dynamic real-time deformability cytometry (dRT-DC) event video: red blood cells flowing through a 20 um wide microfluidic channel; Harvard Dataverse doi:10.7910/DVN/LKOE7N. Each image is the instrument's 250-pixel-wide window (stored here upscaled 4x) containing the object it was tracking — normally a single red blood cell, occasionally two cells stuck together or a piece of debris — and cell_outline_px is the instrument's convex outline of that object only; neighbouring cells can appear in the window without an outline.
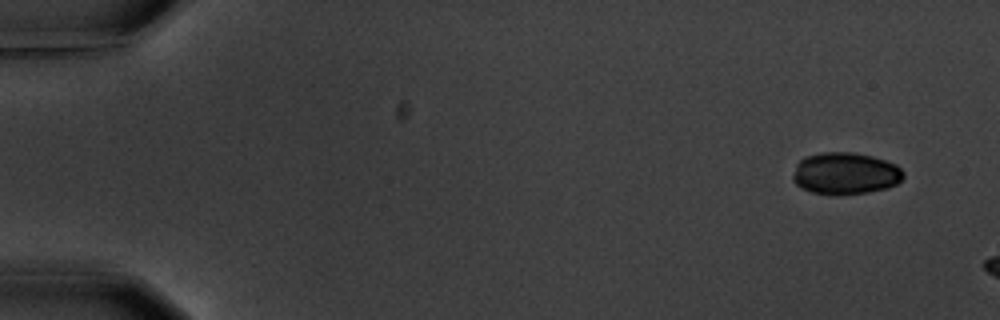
{"species": "common noctule bat (a hibernating species)", "species_latin": "Nyctalus noctula", "temperature_condition": "warm", "stored_images_in_passage": 3, "camera_frame_rate_fps": 3000, "um_per_image_px": 0.085, "animal": {"sex": "male", "body_mass_g": 20.1, "forearm_length_mm": 53.5}, "frame": {"image": 1, "passage_image": 1, "time_ms": 0.0, "image_size_px": [1000, 320], "cell_outline_px": [[904, 176], [896, 184], [888, 188], [868, 192], [812, 192], [800, 188], [792, 180], [792, 176], [796, 164], [804, 156], [820, 152], [852, 152], [872, 156], [896, 164], [904, 172]], "centroid_in_image_um": [71.84, 14.7], "position_along_channel_um": 13.2, "area_um2": 26.59}}